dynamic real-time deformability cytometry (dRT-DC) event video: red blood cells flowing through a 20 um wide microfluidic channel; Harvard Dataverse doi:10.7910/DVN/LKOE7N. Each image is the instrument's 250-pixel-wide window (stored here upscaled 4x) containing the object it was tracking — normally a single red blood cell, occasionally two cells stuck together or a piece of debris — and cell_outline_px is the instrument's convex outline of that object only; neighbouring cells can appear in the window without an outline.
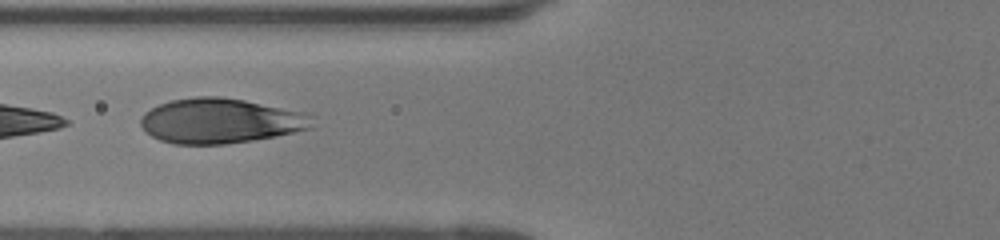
{"species": "human", "species_latin": "Homo sapiens", "temperature_condition": "room temperature", "stored_images_in_passage": 24, "camera_frame_rate_fps": 3000, "um_per_image_px": 0.085, "donor": {"sex": "female"}, "frame": {"image": 1, "passage_image": 22, "time_ms": 7.0, "image_size_px": [1000, 240], "cell_outline_px": [[316, 116], [312, 128], [276, 136], [252, 140], [224, 144], [172, 144], [160, 140], [152, 136], [140, 124], [140, 116], [144, 112], [160, 104], [172, 100], [196, 96], [220, 96], [244, 100], [304, 112]], "centroid_in_image_um": [18.76, 10.27], "position_along_channel_um": 107.0, "area_um2": 45.08}}